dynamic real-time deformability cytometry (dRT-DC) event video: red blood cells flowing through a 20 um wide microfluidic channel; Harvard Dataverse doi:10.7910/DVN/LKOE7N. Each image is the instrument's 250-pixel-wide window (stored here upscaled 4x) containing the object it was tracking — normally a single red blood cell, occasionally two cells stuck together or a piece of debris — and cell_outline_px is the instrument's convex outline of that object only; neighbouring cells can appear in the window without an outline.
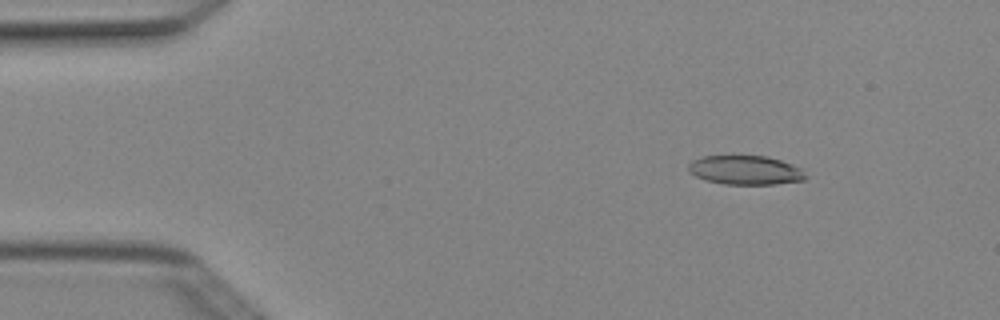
{"species": "Egyptian fruit bat (a non-hibernating species)", "species_latin": "Rousettus aegyptiacus", "temperature_condition": "cold", "stored_images_in_passage": 3, "camera_frame_rate_fps": 3000, "um_per_image_px": 0.085, "animal": {"sex": "female"}, "frame": {"image": 1, "passage_image": 1, "time_ms": 0.0, "image_size_px": [1000, 320], "cell_outline_px": [[804, 180], [776, 184], [724, 184], [704, 180], [688, 172], [688, 164], [692, 160], [700, 156], [768, 156], [792, 164], [800, 168], [804, 176]], "centroid_in_image_um": [63.29, 14.46], "position_along_channel_um": 21.7, "area_um2": 19.83}}